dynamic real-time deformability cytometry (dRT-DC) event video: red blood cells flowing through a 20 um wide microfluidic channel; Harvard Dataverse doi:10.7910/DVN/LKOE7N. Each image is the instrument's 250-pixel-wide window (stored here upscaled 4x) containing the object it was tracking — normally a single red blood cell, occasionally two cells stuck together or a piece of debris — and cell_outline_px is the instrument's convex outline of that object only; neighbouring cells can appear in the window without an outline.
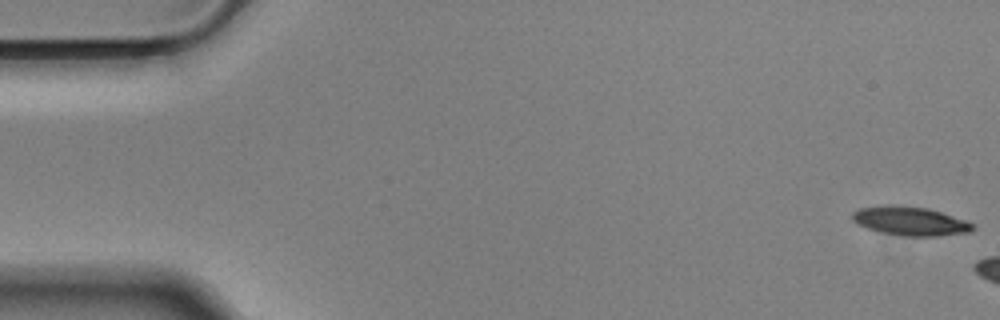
{"species": "Egyptian fruit bat (a non-hibernating species)", "species_latin": "Rousettus aegyptiacus", "temperature_condition": "cold", "stored_images_in_passage": 7, "camera_frame_rate_fps": 3000, "um_per_image_px": 0.085, "animal": {"sex": "male"}, "frame": {"image": 1, "passage_image": 1, "time_ms": 0.0, "image_size_px": [1000, 320], "cell_outline_px": [[976, 228], [968, 232], [936, 236], [904, 236], [880, 232], [868, 228], [852, 220], [852, 212], [860, 208], [880, 204], [896, 204], [928, 208], [964, 220], [972, 224]], "centroid_in_image_um": [77.32, 18.77], "position_along_channel_um": 7.7, "area_um2": 20.23}}